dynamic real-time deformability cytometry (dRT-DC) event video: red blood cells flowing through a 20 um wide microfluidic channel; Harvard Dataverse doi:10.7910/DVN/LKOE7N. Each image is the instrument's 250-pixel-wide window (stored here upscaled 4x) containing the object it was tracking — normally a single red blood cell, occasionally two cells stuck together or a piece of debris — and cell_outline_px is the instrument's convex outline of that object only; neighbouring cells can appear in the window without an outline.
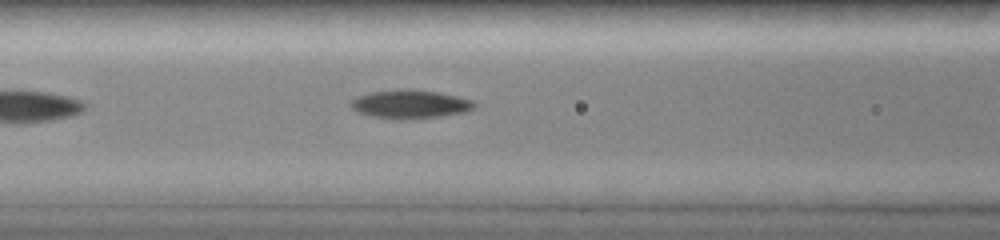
{"species": "common noctule bat (a hibernating species)", "species_latin": "Nyctalus noctula", "temperature_condition": "room temperature", "stored_images_in_passage": 28, "camera_frame_rate_fps": 3000, "um_per_image_px": 0.085, "animal": {"sex": "female", "body_mass_g": 19.0, "forearm_length_mm": 51.5}, "frame": {"image": 1, "passage_image": 9, "time_ms": 2.667, "image_size_px": [1000, 240], "cell_outline_px": [[476, 108], [464, 112], [444, 116], [412, 120], [400, 120], [372, 116], [356, 112], [348, 104], [352, 100], [360, 96], [372, 92], [436, 92], [456, 96], [472, 100], [476, 104]], "centroid_in_image_um": [34.89, 8.93], "position_along_channel_um": 131.7, "area_um2": 19.83}}
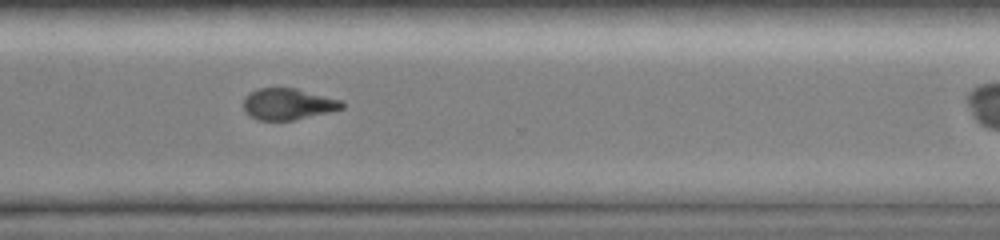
{"frame": {"image": 2, "passage_image": 24, "time_ms": 8.0, "image_size_px": [1000, 240], "cell_outline_px": [[344, 108], [328, 112], [292, 120], [260, 120], [244, 112], [244, 100], [252, 92], [260, 88], [296, 88], [344, 100]], "centroid_in_image_um": [24.53, 8.84], "position_along_channel_um": 346.1, "area_um2": 17.8}}